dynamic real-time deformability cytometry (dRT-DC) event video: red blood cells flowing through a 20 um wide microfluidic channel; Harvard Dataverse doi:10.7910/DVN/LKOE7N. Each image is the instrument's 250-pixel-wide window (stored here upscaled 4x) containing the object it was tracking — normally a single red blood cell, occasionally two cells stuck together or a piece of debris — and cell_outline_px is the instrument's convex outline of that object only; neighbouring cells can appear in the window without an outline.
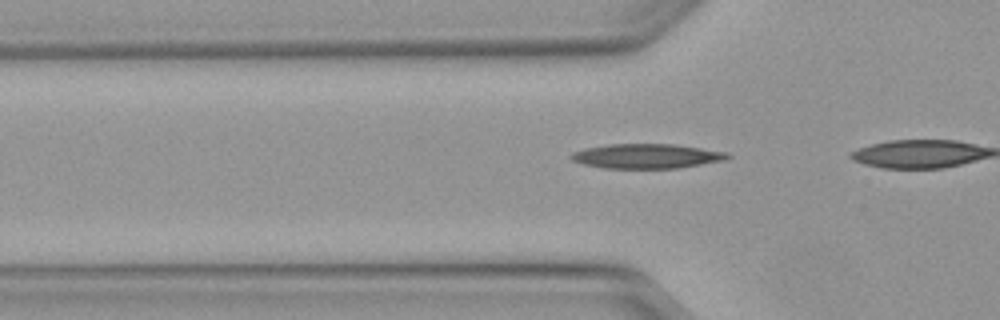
{"species": "Egyptian fruit bat (a non-hibernating species)", "species_latin": "Rousettus aegyptiacus", "temperature_condition": "warm", "stored_images_in_passage": 6, "camera_frame_rate_fps": 3000, "um_per_image_px": 0.085, "animal": {"sex": "female"}, "frame": {"image": 1, "passage_image": 3, "time_ms": 0.667, "image_size_px": [1000, 320], "cell_outline_px": [[732, 156], [724, 160], [676, 168], [604, 168], [584, 164], [572, 160], [568, 156], [572, 152], [584, 148], [608, 144], [672, 144], [728, 152]], "centroid_in_image_um": [54.92, 13.26], "position_along_channel_um": 70.9, "area_um2": 22.31}}